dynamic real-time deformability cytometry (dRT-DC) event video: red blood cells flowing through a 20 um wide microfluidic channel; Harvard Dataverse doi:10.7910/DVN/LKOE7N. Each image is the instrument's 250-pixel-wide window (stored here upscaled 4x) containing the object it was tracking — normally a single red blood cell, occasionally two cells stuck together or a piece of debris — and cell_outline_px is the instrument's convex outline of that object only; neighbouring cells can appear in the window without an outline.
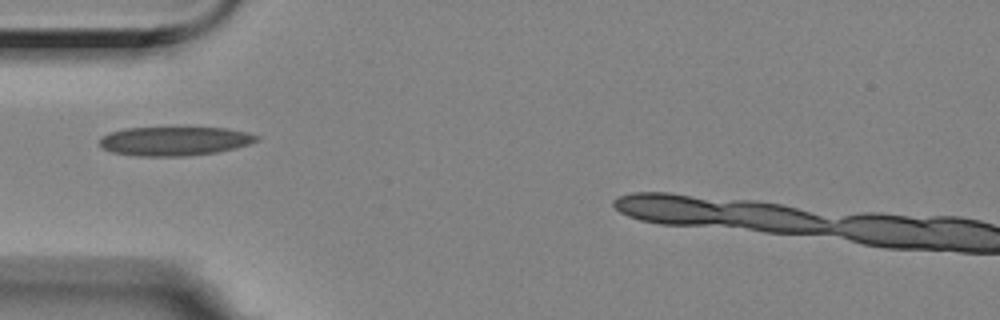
{"species": "Egyptian fruit bat (a non-hibernating species)", "species_latin": "Rousettus aegyptiacus", "temperature_condition": "room temperature", "stored_images_in_passage": 34, "camera_frame_rate_fps": 3000, "um_per_image_px": 0.085, "animal": {"sex": "female"}, "frame": {"image": 1, "passage_image": 1, "time_ms": 0.0, "image_size_px": [1000, 320], "cell_outline_px": [[260, 140], [236, 148], [216, 152], [184, 156], [136, 156], [112, 152], [104, 148], [100, 144], [100, 136], [108, 132], [124, 128], [228, 128], [248, 132], [260, 136]], "centroid_in_image_um": [14.84, 11.99], "position_along_channel_um": 70.2, "area_um2": 26.59}}
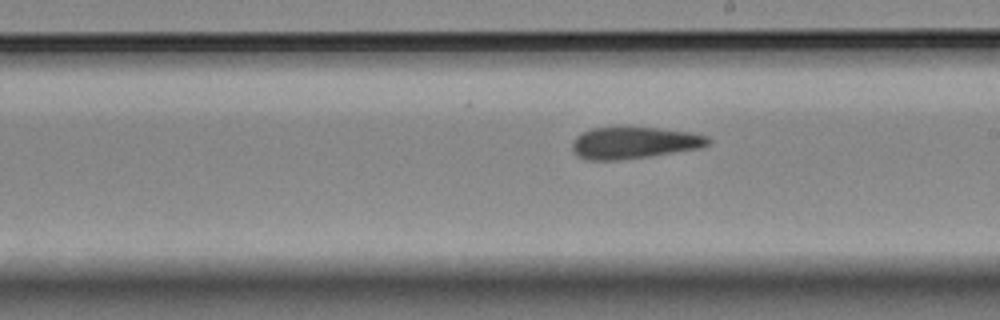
{"frame": {"image": 2, "passage_image": 15, "time_ms": 4.667, "image_size_px": [1000, 320], "cell_outline_px": [[712, 140], [708, 144], [700, 148], [652, 156], [620, 160], [588, 160], [572, 152], [572, 140], [580, 132], [592, 128], [624, 124], [660, 128], [692, 132], [708, 136]], "centroid_in_image_um": [53.87, 12.09], "position_along_channel_um": 235.1, "area_um2": 26.24}}
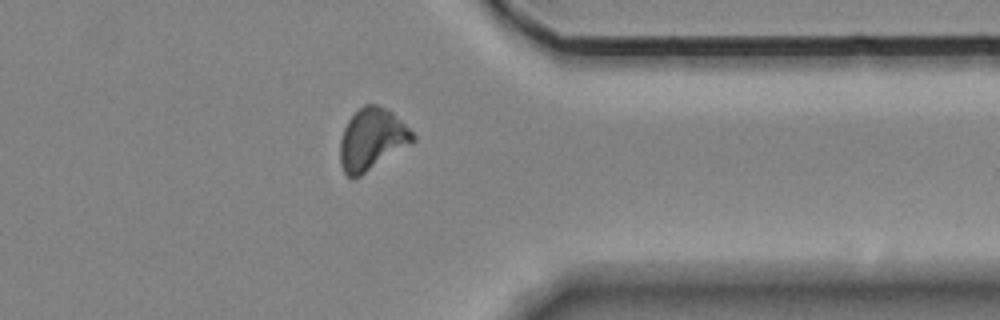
{"frame": {"image": 3, "passage_image": 28, "time_ms": 9.0, "image_size_px": [1000, 320], "cell_outline_px": [[416, 140], [360, 176], [352, 180], [344, 172], [340, 164], [340, 140], [344, 128], [348, 120], [364, 104], [376, 104], [392, 112], [416, 136]], "centroid_in_image_um": [31.59, 11.85], "position_along_channel_um": 379.8, "area_um2": 25.84}}